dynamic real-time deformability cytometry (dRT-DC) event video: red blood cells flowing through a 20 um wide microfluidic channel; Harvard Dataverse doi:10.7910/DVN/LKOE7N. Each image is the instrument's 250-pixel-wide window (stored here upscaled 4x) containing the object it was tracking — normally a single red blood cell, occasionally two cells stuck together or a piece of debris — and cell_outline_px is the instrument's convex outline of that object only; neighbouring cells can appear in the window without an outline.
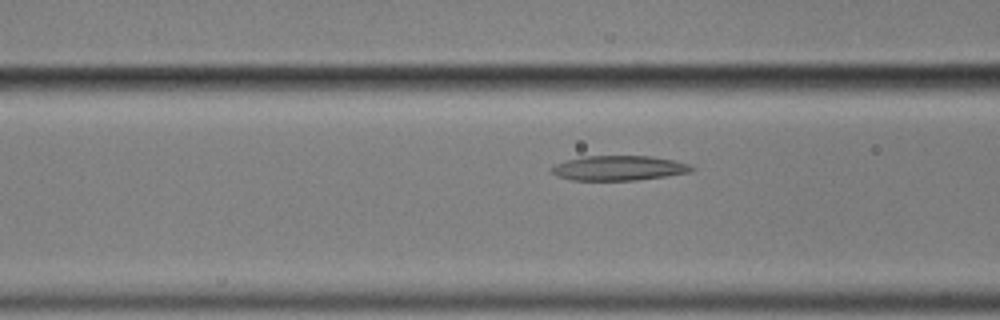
{"species": "common noctule bat (a hibernating species)", "species_latin": "Nyctalus noctula", "temperature_condition": "cold", "stored_images_in_passage": 13, "camera_frame_rate_fps": 3000, "um_per_image_px": 0.085, "animal": {"sex": "male", "body_mass_g": 17.9}, "frame": {"image": 1, "passage_image": 10, "time_ms": 3.0, "image_size_px": [1000, 320], "cell_outline_px": [[696, 168], [692, 172], [636, 180], [572, 180], [556, 176], [548, 168], [556, 164], [568, 160], [584, 156], [652, 156], [672, 160], [688, 164]], "centroid_in_image_um": [52.58, 14.29], "position_along_channel_um": 114.0, "area_um2": 20.17}}